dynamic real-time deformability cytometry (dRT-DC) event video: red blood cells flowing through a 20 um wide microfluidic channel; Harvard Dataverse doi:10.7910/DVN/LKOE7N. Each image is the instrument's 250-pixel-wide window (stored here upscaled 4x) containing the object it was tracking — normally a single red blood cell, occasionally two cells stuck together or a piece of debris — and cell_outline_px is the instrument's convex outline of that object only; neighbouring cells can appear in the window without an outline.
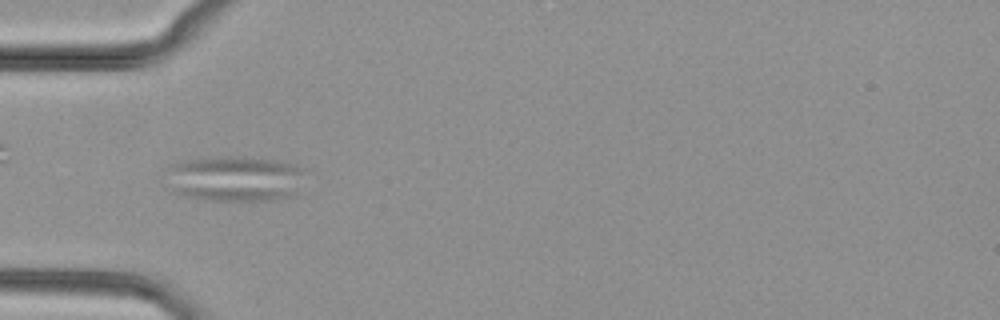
{"species": "common noctule bat (a hibernating species)", "species_latin": "Nyctalus noctula", "temperature_condition": "cold", "stored_images_in_passage": 53, "camera_frame_rate_fps": 3000, "um_per_image_px": 0.085, "animal": {"sex": "female", "body_mass_g": 29.2, "forearm_length_mm": 56.3}, "frame": {"image": 1, "passage_image": 18, "time_ms": 5.667, "image_size_px": [1000, 320], "cell_outline_px": [[308, 168], [296, 196], [280, 200], [208, 200], [184, 196], [172, 192], [164, 168], [168, 164], [184, 160], [228, 156], [244, 156], [284, 160]], "centroid_in_image_um": [20.03, 15.17], "position_along_channel_um": 65.0, "area_um2": 38.38}}
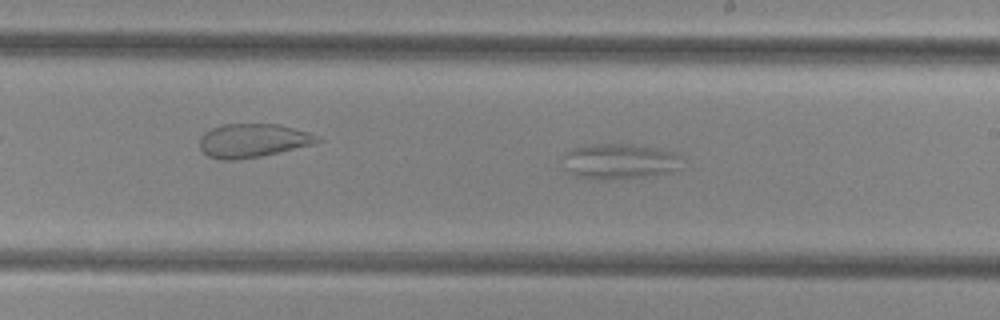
{"frame": {"image": 2, "passage_image": 31, "time_ms": 10.0, "image_size_px": [1000, 320], "cell_outline_px": [[684, 168], [672, 172], [648, 176], [612, 180], [596, 180], [576, 176], [564, 168], [564, 152], [572, 148], [600, 144], [628, 144], [660, 148], [672, 152], [680, 156]], "centroid_in_image_um": [52.7, 13.73], "position_along_channel_um": 236.3, "area_um2": 24.97}}
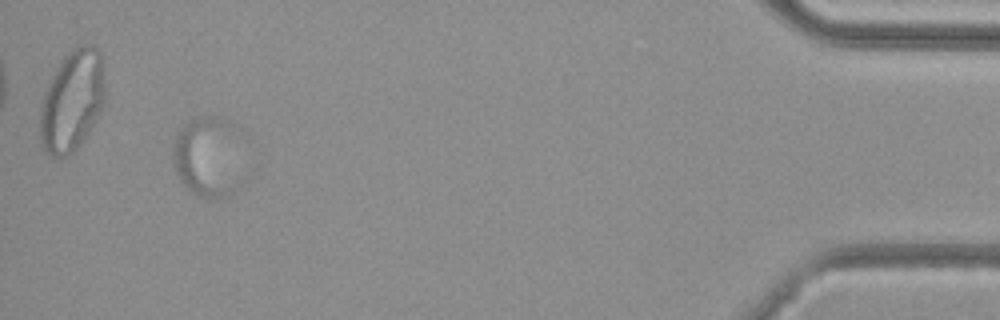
{"frame": {"image": 3, "passage_image": 50, "time_ms": 16.333, "image_size_px": [1000, 320], "cell_outline_px": [[244, 132], [236, 188], [232, 196], [212, 200], [208, 200], [192, 192], [180, 180], [176, 172], [172, 160], [172, 152], [176, 132], [180, 128], [192, 120], [200, 116], [216, 116], [240, 124]], "centroid_in_image_um": [17.75, 13.27], "position_along_channel_um": 417.5, "area_um2": 34.51}}